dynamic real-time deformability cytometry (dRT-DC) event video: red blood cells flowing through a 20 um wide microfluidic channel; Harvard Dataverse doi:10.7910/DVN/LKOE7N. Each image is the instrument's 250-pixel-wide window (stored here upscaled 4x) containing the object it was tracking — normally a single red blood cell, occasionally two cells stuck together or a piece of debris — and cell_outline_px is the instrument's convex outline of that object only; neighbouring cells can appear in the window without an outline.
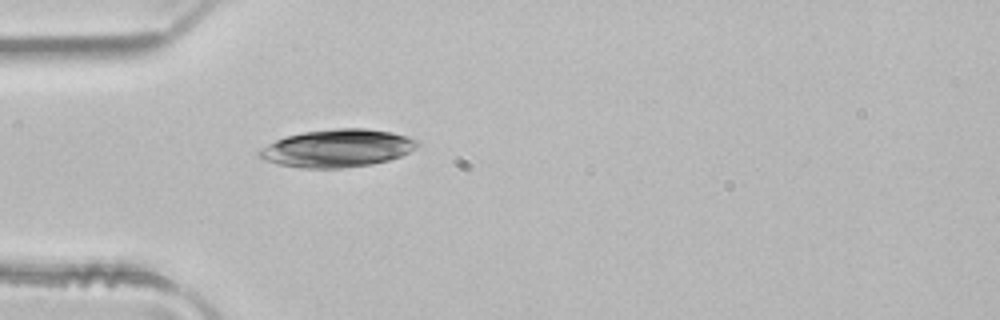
{"species": "common noctule bat (a hibernating species)", "species_latin": "Nyctalus noctula", "temperature_condition": "room temperature", "stored_images_in_passage": 1, "camera_frame_rate_fps": 3000, "um_per_image_px": 0.085, "animal": {"sex": "male", "body_mass_g": 21.5, "forearm_length_mm": 52.0}, "frame": {"image": 1, "passage_image": 1, "time_ms": 0.0, "image_size_px": [1000, 320], "cell_outline_px": [[420, 144], [416, 148], [400, 156], [388, 160], [372, 164], [344, 168], [300, 168], [280, 164], [264, 160], [256, 152], [260, 148], [276, 140], [288, 136], [304, 132], [332, 128], [364, 128], [392, 132], [420, 140]], "centroid_in_image_um": [28.69, 12.6], "position_along_channel_um": 56.3, "area_um2": 34.8}}